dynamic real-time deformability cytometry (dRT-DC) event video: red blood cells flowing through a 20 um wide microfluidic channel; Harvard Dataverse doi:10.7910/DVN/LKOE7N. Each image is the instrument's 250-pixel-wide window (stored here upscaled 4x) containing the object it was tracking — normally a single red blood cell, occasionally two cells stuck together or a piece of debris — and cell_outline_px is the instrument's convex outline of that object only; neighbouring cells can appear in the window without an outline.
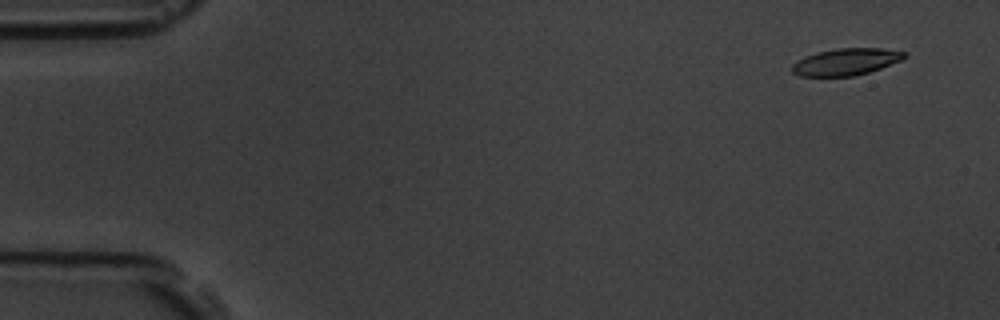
{"species": "common noctule bat (a hibernating species)", "species_latin": "Nyctalus noctula", "temperature_condition": "room temperature", "stored_images_in_passage": 6, "camera_frame_rate_fps": 3000, "um_per_image_px": 0.085, "animal": {"sex": "male", "body_mass_g": 19.5, "forearm_length_mm": 54.6}, "frame": {"image": 1, "passage_image": 2, "time_ms": 1.0, "image_size_px": [1000, 320], "cell_outline_px": [[908, 56], [900, 60], [880, 68], [868, 72], [852, 76], [800, 76], [792, 72], [792, 64], [804, 56], [816, 52], [836, 48], [880, 48], [904, 52]], "centroid_in_image_um": [71.87, 5.25], "position_along_channel_um": 13.1, "area_um2": 17.46}}
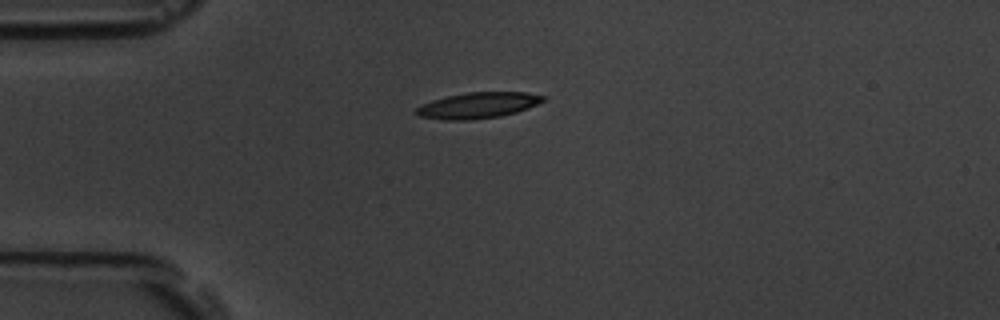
{"frame": {"image": 2, "passage_image": 4, "time_ms": 4.667, "image_size_px": [1000, 320], "cell_outline_px": [[544, 100], [528, 108], [516, 112], [500, 116], [468, 120], [444, 120], [420, 116], [412, 112], [420, 104], [432, 100], [448, 96], [468, 92], [528, 92], [544, 96]], "centroid_in_image_um": [40.58, 8.95], "position_along_channel_um": 44.4, "area_um2": 19.13}}
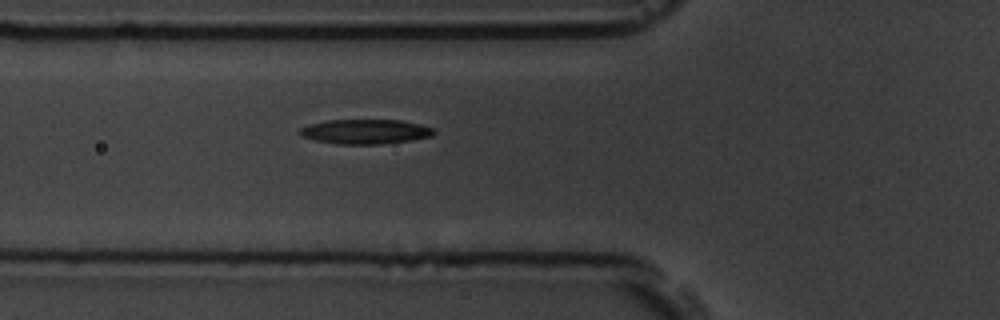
{"frame": {"image": 3, "passage_image": 6, "time_ms": 6.667, "image_size_px": [1000, 320], "cell_outline_px": [[436, 132], [432, 136], [408, 140], [380, 144], [336, 144], [316, 140], [300, 136], [296, 132], [300, 128], [312, 124], [328, 120], [400, 120], [420, 124], [432, 128]], "centroid_in_image_um": [31.02, 11.18], "position_along_channel_um": 94.8, "area_um2": 19.13}}